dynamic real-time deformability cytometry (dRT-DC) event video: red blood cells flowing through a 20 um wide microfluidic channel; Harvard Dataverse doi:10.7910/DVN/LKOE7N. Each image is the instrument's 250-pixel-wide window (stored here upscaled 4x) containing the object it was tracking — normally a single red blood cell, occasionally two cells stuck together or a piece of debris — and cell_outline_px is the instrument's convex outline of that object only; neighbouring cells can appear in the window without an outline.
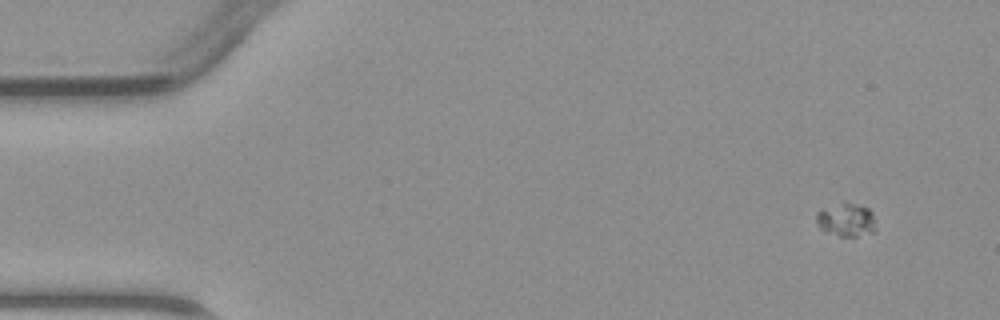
{"species": "common noctule bat (a hibernating species)", "species_latin": "Nyctalus noctula", "temperature_condition": "warm", "stored_images_in_passage": 5, "camera_frame_rate_fps": 3000, "um_per_image_px": 0.085, "animal": {"sex": "male", "body_mass_g": 23.1, "forearm_length_mm": 52.7}, "frame": {"image": 1, "passage_image": 1, "time_ms": 0.0, "image_size_px": [1000, 320], "cell_outline_px": [[876, 232], [856, 236], [840, 236], [824, 232], [816, 224], [816, 212], [844, 200], [868, 208], [872, 212], [876, 228]], "centroid_in_image_um": [71.92, 18.68], "position_along_channel_um": 13.1, "area_um2": 11.85}}
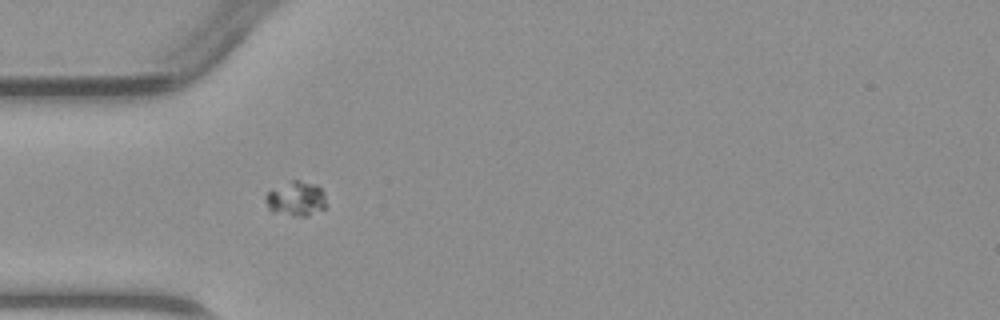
{"frame": {"image": 2, "passage_image": 4, "time_ms": 3.667, "image_size_px": [1000, 320], "cell_outline_px": [[324, 208], [304, 216], [300, 216], [272, 212], [268, 208], [264, 200], [264, 196], [268, 192], [292, 180], [300, 180], [316, 184], [324, 192]], "centroid_in_image_um": [25.13, 16.88], "position_along_channel_um": 59.9, "area_um2": 11.96}}
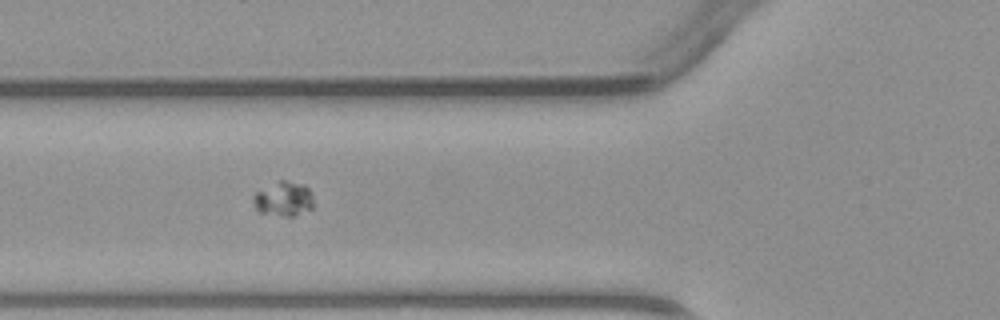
{"frame": {"image": 3, "passage_image": 5, "time_ms": 4.667, "image_size_px": [1000, 320], "cell_outline_px": [[312, 208], [292, 216], [284, 216], [260, 212], [256, 208], [252, 200], [252, 196], [256, 192], [280, 180], [284, 180], [304, 184], [308, 188], [312, 196]], "centroid_in_image_um": [24.09, 16.9], "position_along_channel_um": 101.7, "area_um2": 11.91}}